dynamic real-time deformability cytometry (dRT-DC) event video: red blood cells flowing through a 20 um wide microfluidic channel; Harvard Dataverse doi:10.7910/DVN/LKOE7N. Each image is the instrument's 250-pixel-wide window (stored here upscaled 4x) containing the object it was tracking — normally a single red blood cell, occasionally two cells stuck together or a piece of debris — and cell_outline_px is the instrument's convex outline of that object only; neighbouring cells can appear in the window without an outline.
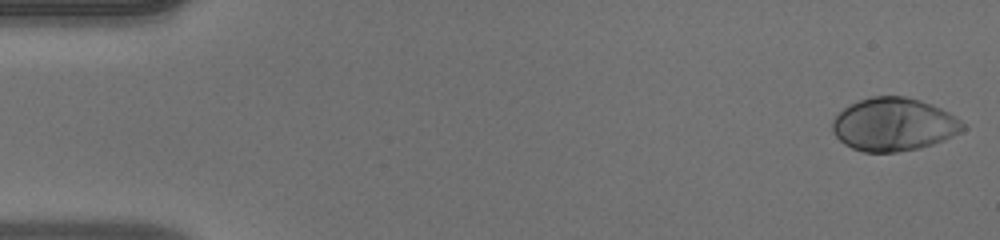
{"species": "human", "species_latin": "Homo sapiens", "temperature_condition": "warm", "stored_images_in_passage": 49, "camera_frame_rate_fps": 3000, "um_per_image_px": 0.085, "donor": {"sex": "male"}, "frame": {"image": 1, "passage_image": 1, "time_ms": 0.0, "image_size_px": [1000, 240], "cell_outline_px": [[968, 128], [944, 140], [920, 148], [896, 152], [864, 152], [852, 148], [844, 144], [832, 132], [832, 120], [848, 104], [872, 96], [904, 96], [920, 100], [932, 104], [956, 116]], "centroid_in_image_um": [75.97, 10.58], "position_along_channel_um": 9.0, "area_um2": 40.46}}
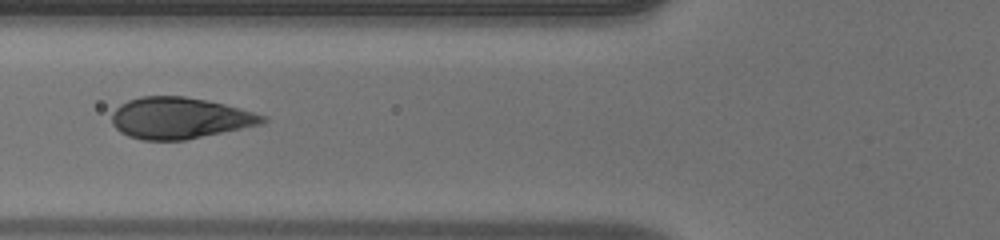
{"frame": {"image": 2, "passage_image": 19, "time_ms": 6.0, "image_size_px": [1000, 240], "cell_outline_px": [[268, 120], [264, 124], [184, 140], [144, 140], [128, 136], [120, 132], [112, 124], [112, 112], [120, 104], [128, 100], [140, 96], [184, 96], [224, 104], [240, 108], [268, 116]], "centroid_in_image_um": [15.29, 10.03], "position_along_channel_um": 110.5, "area_um2": 36.41}}
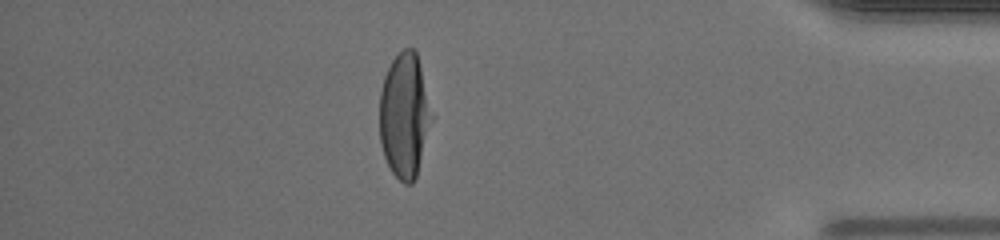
{"frame": {"image": 3, "passage_image": 43, "time_ms": 14.0, "image_size_px": [1000, 240], "cell_outline_px": [[432, 120], [416, 176], [412, 184], [404, 184], [392, 172], [384, 156], [380, 144], [380, 92], [384, 76], [392, 60], [404, 48], [412, 48], [416, 52], [432, 116]], "centroid_in_image_um": [34.36, 9.85], "position_along_channel_um": 400.8, "area_um2": 37.22}, "authors_computed_cell_mechanics": {"area_um2": 38.7838, "velocity_mm_per_s": 4.1161, "shape_relaxation_time_tau1_ms": 3.3936, "shape_relaxation_time_tau2_ms": null, "deformation_change_tau1": 0.2195, "deformation_change_tau2": null}}